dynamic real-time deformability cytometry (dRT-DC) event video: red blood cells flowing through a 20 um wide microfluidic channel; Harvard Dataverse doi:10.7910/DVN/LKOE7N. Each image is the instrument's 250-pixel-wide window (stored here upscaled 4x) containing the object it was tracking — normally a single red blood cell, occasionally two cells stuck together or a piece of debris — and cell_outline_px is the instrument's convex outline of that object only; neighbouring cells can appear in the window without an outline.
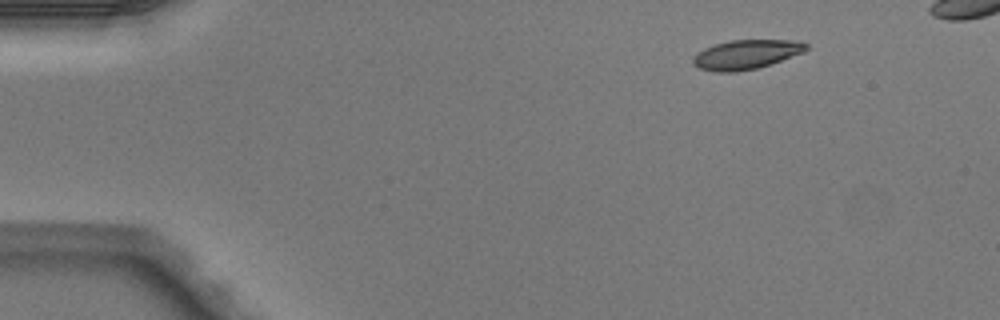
{"species": "Egyptian fruit bat (a non-hibernating species)", "species_latin": "Rousettus aegyptiacus", "temperature_condition": "warm", "stored_images_in_passage": 4, "camera_frame_rate_fps": 3000, "um_per_image_px": 0.085, "animal": {"sex": "male"}, "frame": {"image": 1, "passage_image": 1, "time_ms": 0.0, "image_size_px": [1000, 320], "cell_outline_px": [[808, 48], [804, 52], [756, 68], [736, 72], [716, 72], [700, 68], [692, 64], [692, 56], [696, 52], [704, 48], [728, 40], [800, 40], [808, 44]], "centroid_in_image_um": [63.39, 4.62], "position_along_channel_um": 21.6, "area_um2": 19.36}}